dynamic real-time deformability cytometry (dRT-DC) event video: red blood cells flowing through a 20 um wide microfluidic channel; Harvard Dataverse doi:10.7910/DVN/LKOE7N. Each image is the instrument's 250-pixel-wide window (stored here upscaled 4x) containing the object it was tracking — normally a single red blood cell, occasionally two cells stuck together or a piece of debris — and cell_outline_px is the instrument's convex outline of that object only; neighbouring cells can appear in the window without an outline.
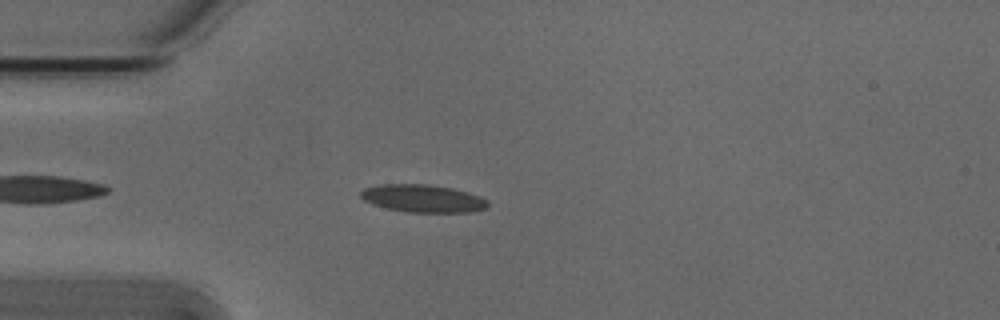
{"species": "Egyptian fruit bat (a non-hibernating species)", "species_latin": "Rousettus aegyptiacus", "temperature_condition": "cold", "stored_images_in_passage": 45, "camera_frame_rate_fps": 3000, "um_per_image_px": 0.085, "animal": {"sex": "male"}, "frame": {"image": 1, "passage_image": 6, "time_ms": 1.667, "image_size_px": [1000, 320], "cell_outline_px": [[488, 208], [472, 212], [408, 212], [388, 208], [372, 204], [364, 200], [360, 196], [360, 192], [364, 188], [380, 184], [428, 184], [452, 188], [468, 192], [480, 196], [488, 200]], "centroid_in_image_um": [35.97, 16.86], "position_along_channel_um": 49.0, "area_um2": 20.58}}
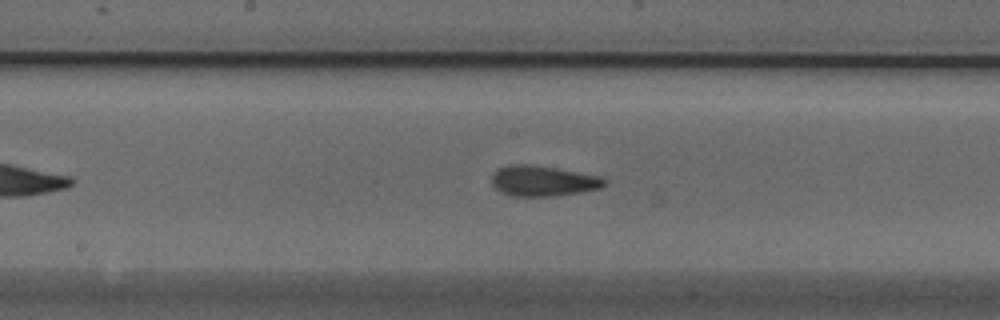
{"frame": {"image": 2, "passage_image": 19, "time_ms": 6.0, "image_size_px": [1000, 320], "cell_outline_px": [[608, 184], [600, 188], [580, 192], [556, 196], [512, 196], [496, 188], [492, 184], [492, 176], [500, 168], [508, 164], [528, 164], [556, 168], [604, 176], [608, 180]], "centroid_in_image_um": [46.24, 15.37], "position_along_channel_um": 202.0, "area_um2": 20.11}}
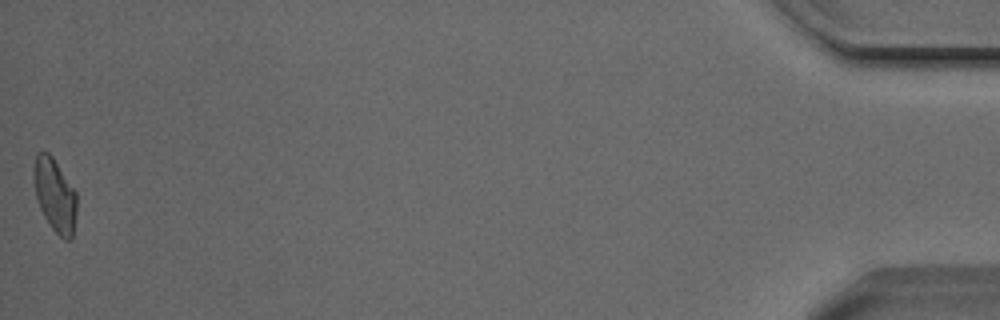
{"frame": {"image": 3, "passage_image": 45, "time_ms": 14.667, "image_size_px": [1000, 320], "cell_outline_px": [[76, 212], [72, 240], [64, 240], [52, 228], [44, 216], [36, 200], [32, 176], [32, 172], [36, 152], [48, 152], [52, 156], [76, 192]], "centroid_in_image_um": [4.63, 16.57], "position_along_channel_um": 430.6, "area_um2": 18.5}, "authors_computed_cell_mechanics": {"area_um2": 19.2474, "velocity_mm_per_s": 3.8172, "shape_relaxation_time_tau1_ms": 3.2393, "shape_relaxation_time_tau2_ms": 2.5014, "deformation_change_tau1": 0.1216, "deformation_change_tau2": 0.103}}